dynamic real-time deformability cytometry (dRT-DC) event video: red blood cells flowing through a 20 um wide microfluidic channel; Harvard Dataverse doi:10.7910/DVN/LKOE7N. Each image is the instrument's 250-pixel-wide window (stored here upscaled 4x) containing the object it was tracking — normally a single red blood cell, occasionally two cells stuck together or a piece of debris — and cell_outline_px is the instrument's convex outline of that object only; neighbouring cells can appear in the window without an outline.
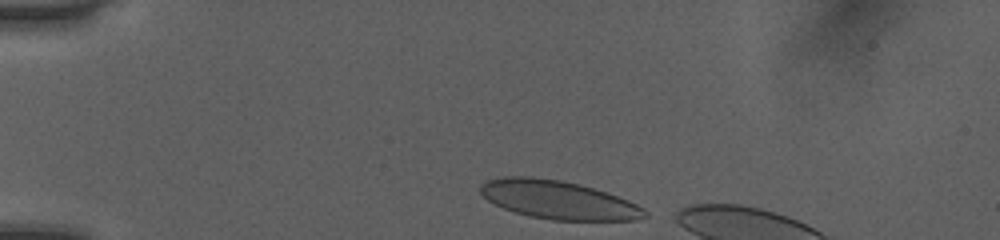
{"species": "human", "species_latin": "Homo sapiens", "temperature_condition": "room temperature", "stored_images_in_passage": 6, "camera_frame_rate_fps": 3000, "um_per_image_px": 0.085, "donor": {"sex": "female"}, "frame": {"image": 1, "passage_image": 1, "time_ms": 0.0, "image_size_px": [1000, 240], "cell_outline_px": [[648, 216], [636, 220], [552, 220], [528, 216], [504, 208], [488, 200], [480, 192], [480, 184], [488, 180], [504, 176], [532, 176], [560, 180], [580, 184], [628, 200], [644, 208], [648, 212]], "centroid_in_image_um": [47.45, 16.98], "position_along_channel_um": 37.6, "area_um2": 36.65}}